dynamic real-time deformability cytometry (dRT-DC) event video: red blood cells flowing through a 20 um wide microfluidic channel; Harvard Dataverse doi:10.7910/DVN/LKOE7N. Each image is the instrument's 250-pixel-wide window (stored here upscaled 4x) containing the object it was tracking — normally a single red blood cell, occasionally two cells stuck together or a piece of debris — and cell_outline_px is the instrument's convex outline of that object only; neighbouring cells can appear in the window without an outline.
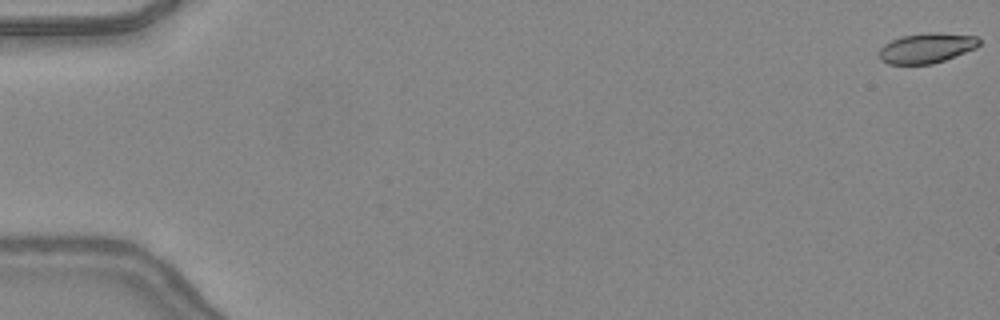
{"species": "common noctule bat (a hibernating species)", "species_latin": "Nyctalus noctula", "temperature_condition": "warm", "stored_images_in_passage": 48, "camera_frame_rate_fps": 3000, "um_per_image_px": 0.085, "animal": {"sex": "female", "body_mass_g": 24.6, "forearm_length_mm": 56.2}, "frame": {"image": 1, "passage_image": 1, "time_ms": 0.0, "image_size_px": [1000, 320], "cell_outline_px": [[980, 44], [976, 48], [944, 60], [932, 64], [888, 64], [880, 60], [880, 48], [884, 44], [900, 36], [928, 32], [936, 32], [976, 36], [980, 40]], "centroid_in_image_um": [78.75, 4.08], "position_along_channel_um": 6.2, "area_um2": 17.51}}
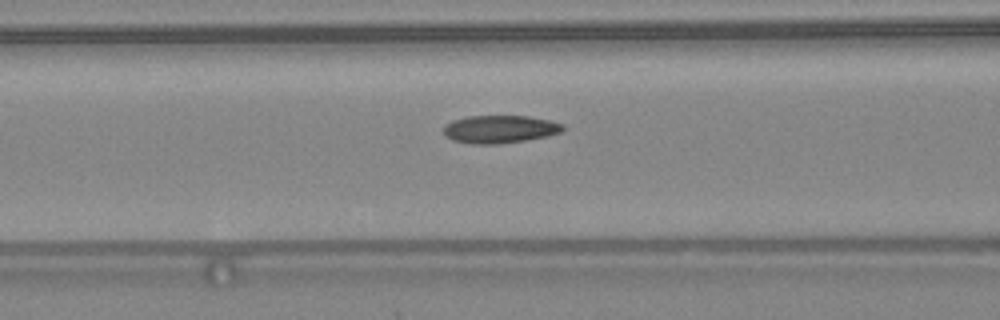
{"frame": {"image": 2, "passage_image": 21, "time_ms": 6.667, "image_size_px": [1000, 320], "cell_outline_px": [[564, 128], [560, 132], [548, 136], [524, 140], [496, 144], [472, 144], [452, 140], [444, 136], [444, 124], [452, 120], [468, 116], [528, 116], [548, 120], [564, 124]], "centroid_in_image_um": [42.44, 10.98], "position_along_channel_um": 124.2, "area_um2": 19.36}}
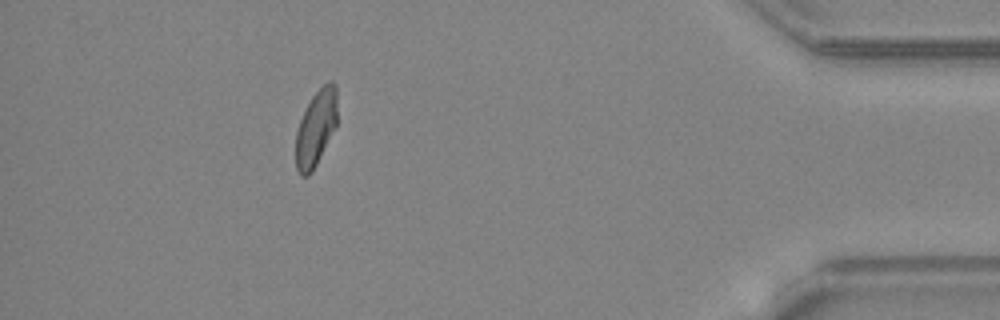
{"frame": {"image": 3, "passage_image": 44, "time_ms": 14.333, "image_size_px": [1000, 320], "cell_outline_px": [[336, 128], [312, 172], [308, 176], [300, 176], [296, 168], [296, 132], [300, 120], [312, 96], [328, 80], [332, 80], [336, 84]], "centroid_in_image_um": [26.86, 10.9], "position_along_channel_um": 408.3, "area_um2": 18.32}, "authors_computed_cell_mechanics": {"area_um2": 18.785, "velocity_mm_per_s": 4.3939, "shape_relaxation_time_tau1_ms": null, "shape_relaxation_time_tau2_ms": 2.8973, "deformation_change_tau1": null, "deformation_change_tau2": 0.0816}}